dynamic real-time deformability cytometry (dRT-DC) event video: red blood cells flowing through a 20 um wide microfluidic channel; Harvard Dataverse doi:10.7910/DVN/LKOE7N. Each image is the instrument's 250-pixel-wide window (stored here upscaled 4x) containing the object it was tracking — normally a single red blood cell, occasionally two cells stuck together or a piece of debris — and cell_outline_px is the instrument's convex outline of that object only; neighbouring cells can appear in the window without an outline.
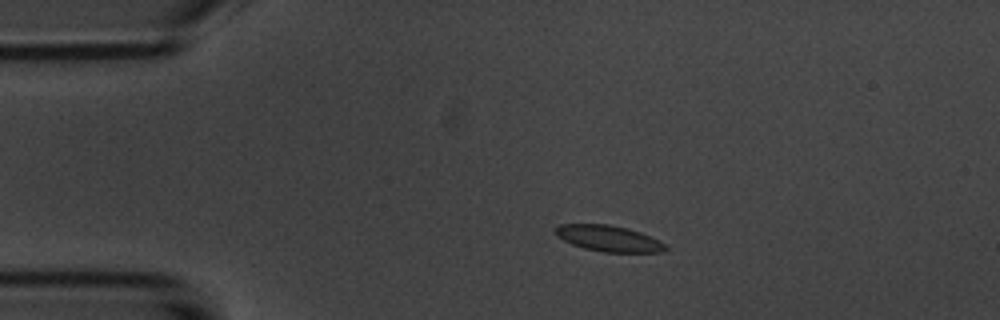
{"species": "common noctule bat (a hibernating species)", "species_latin": "Nyctalus noctula", "temperature_condition": "room temperature", "stored_images_in_passage": 45, "camera_frame_rate_fps": 3000, "um_per_image_px": 0.085, "animal": {"sex": "male", "body_mass_g": 20.1, "forearm_length_mm": 53.5}, "frame": {"image": 1, "passage_image": 1, "time_ms": 0.0, "image_size_px": [1000, 320], "cell_outline_px": [[668, 248], [664, 252], [604, 252], [584, 248], [572, 244], [556, 236], [552, 232], [552, 228], [560, 224], [608, 224], [628, 228], [640, 232], [664, 244]], "centroid_in_image_um": [51.66, 20.26], "position_along_channel_um": 33.3, "area_um2": 16.7}}
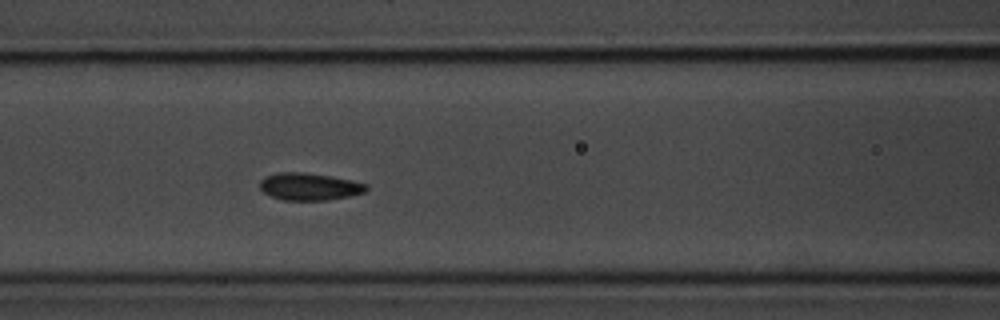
{"frame": {"image": 2, "passage_image": 13, "time_ms": 4.0, "image_size_px": [1000, 320], "cell_outline_px": [[368, 188], [364, 192], [348, 196], [328, 200], [280, 200], [264, 192], [260, 188], [260, 180], [264, 176], [276, 172], [304, 172], [332, 176], [352, 180], [368, 184]], "centroid_in_image_um": [26.28, 15.85], "position_along_channel_um": 140.3, "area_um2": 17.05}}
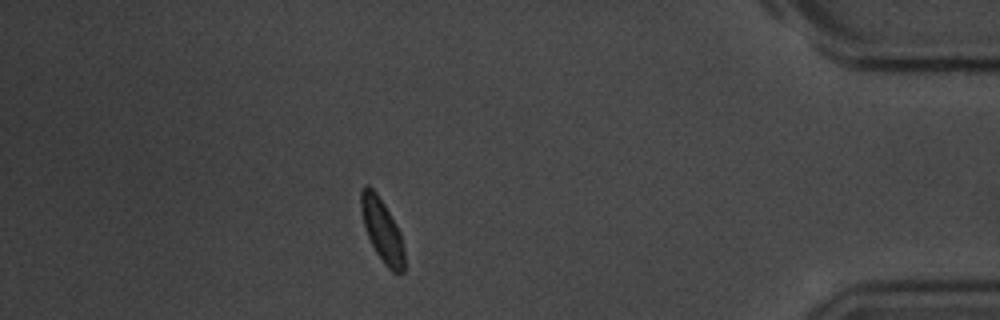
{"frame": {"image": 3, "passage_image": 38, "time_ms": 12.333, "image_size_px": [1000, 320], "cell_outline_px": [[404, 272], [392, 272], [384, 264], [376, 252], [368, 236], [364, 224], [360, 208], [360, 192], [364, 184], [368, 184], [376, 192], [384, 204], [396, 224], [400, 232], [404, 252]], "centroid_in_image_um": [32.46, 19.54], "position_along_channel_um": 402.7, "area_um2": 15.78}, "authors_computed_cell_mechanics": {"area_um2": 16.2996, "velocity_mm_per_s": 3.6754, "shape_relaxation_time_tau1_ms": 7.4, "shape_relaxation_time_tau2_ms": 0.9584, "deformation_change_tau1": 0.2158, "deformation_change_tau2": 0.0398}}